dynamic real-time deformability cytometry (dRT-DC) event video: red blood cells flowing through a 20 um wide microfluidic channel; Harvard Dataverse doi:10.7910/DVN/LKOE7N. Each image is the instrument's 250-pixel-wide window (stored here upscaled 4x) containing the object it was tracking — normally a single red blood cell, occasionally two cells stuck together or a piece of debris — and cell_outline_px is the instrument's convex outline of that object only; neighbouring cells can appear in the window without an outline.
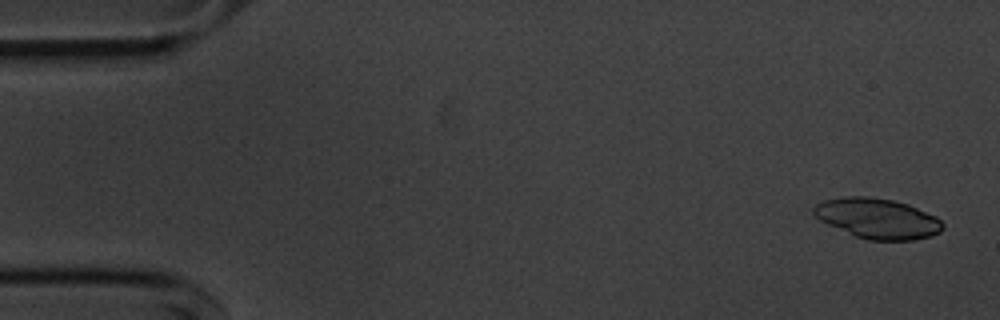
{"species": "common noctule bat (a hibernating species)", "species_latin": "Nyctalus noctula", "temperature_condition": "cold", "stored_images_in_passage": 14, "segment_of_instrument_passage": [1, 2], "camera_frame_rate_fps": 3000, "um_per_image_px": 0.085, "animal": {"sex": "male", "body_mass_g": 20.1, "forearm_length_mm": 53.5}, "frame": {"image": 1, "passage_image": 2, "time_ms": 0.333, "image_size_px": [1000, 320], "cell_outline_px": [[944, 228], [940, 232], [932, 236], [912, 240], [868, 240], [856, 236], [828, 224], [820, 220], [812, 212], [812, 208], [816, 204], [824, 200], [840, 196], [868, 196], [892, 200], [908, 204], [936, 216], [944, 224]], "centroid_in_image_um": [74.59, 18.56], "position_along_channel_um": 10.4, "area_um2": 30.29}}